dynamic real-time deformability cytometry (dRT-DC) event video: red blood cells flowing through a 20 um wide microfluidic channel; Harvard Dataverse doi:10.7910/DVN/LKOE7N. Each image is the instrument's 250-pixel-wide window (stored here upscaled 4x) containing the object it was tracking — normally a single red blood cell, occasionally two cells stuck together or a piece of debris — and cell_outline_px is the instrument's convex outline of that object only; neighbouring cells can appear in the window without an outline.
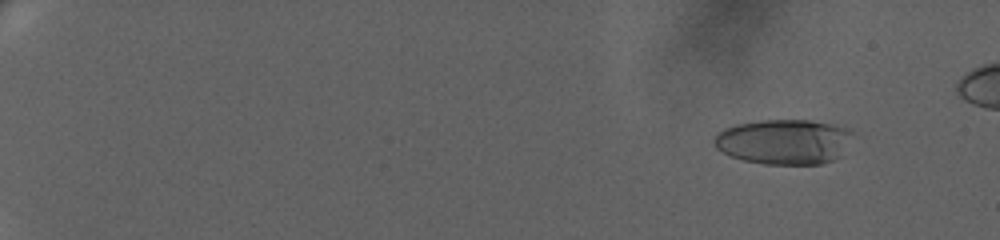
{"species": "human", "species_latin": "Homo sapiens", "temperature_condition": "warm", "stored_images_in_passage": 70, "camera_frame_rate_fps": 3000, "um_per_image_px": 0.085, "donor": {"sex": "female"}, "frame": {"image": 1, "passage_image": 8, "time_ms": 2.333, "image_size_px": [1000, 240], "cell_outline_px": [[852, 132], [840, 156], [832, 160], [820, 164], [764, 164], [744, 160], [732, 156], [716, 148], [712, 144], [712, 136], [716, 132], [724, 128], [736, 124], [760, 120], [812, 120], [852, 128]], "centroid_in_image_um": [66.58, 12.03], "position_along_channel_um": 18.4, "area_um2": 36.53}}
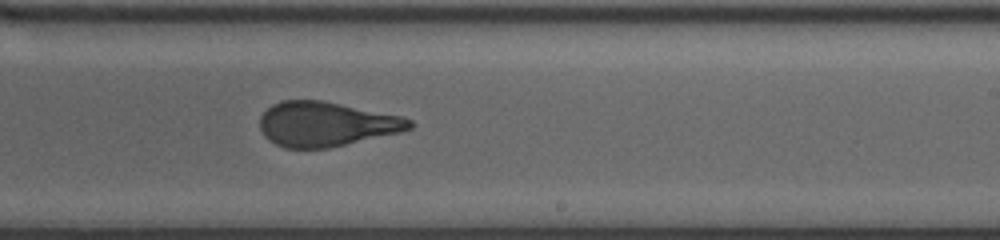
{"frame": {"image": 2, "passage_image": 48, "time_ms": 15.667, "image_size_px": [1000, 240], "cell_outline_px": [[412, 128], [400, 132], [328, 148], [284, 148], [268, 140], [264, 136], [260, 128], [260, 116], [272, 104], [280, 100], [320, 100], [400, 116], [412, 120]], "centroid_in_image_um": [27.67, 10.55], "position_along_channel_um": 261.3, "area_um2": 38.61}}
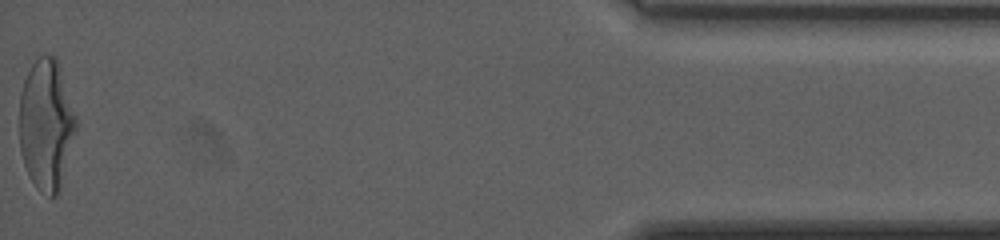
{"frame": {"image": 3, "passage_image": 70, "time_ms": 23.0, "image_size_px": [1000, 240], "cell_outline_px": [[76, 128], [60, 188], [56, 196], [48, 196], [40, 192], [36, 188], [28, 176], [20, 152], [20, 92], [24, 80], [32, 64], [40, 56], [56, 56], [76, 116]], "centroid_in_image_um": [3.91, 10.62], "position_along_channel_um": 431.3, "area_um2": 42.83}, "authors_computed_cell_mechanics": {"area_um2": 39.2173, "velocity_mm_per_s": 3.2393, "shape_relaxation_time_tau1_ms": 9.9955, "shape_relaxation_time_tau2_ms": 1.2843, "deformation_change_tau1": 0.33, "deformation_change_tau2": 0.0887}}